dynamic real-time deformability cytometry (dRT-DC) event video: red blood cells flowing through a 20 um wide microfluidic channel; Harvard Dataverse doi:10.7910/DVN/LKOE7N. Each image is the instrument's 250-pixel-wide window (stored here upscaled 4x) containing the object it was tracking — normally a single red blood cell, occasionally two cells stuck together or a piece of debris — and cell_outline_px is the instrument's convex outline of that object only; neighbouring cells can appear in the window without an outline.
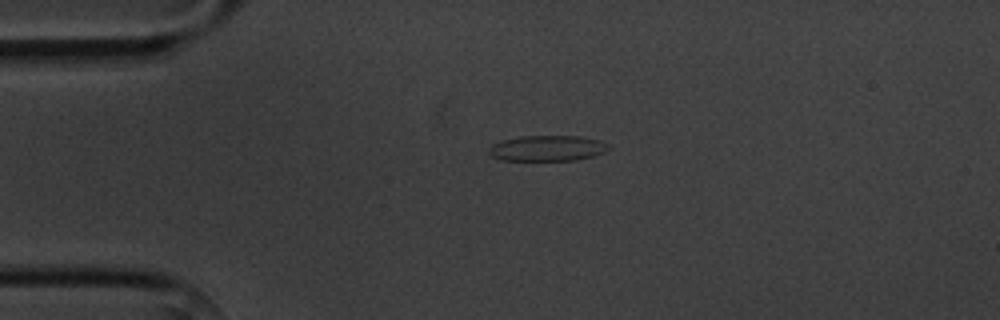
{"species": "common noctule bat (a hibernating species)", "species_latin": "Nyctalus noctula", "temperature_condition": "cold", "stored_images_in_passage": 1, "camera_frame_rate_fps": 3000, "um_per_image_px": 0.085, "animal": {"sex": "male", "body_mass_g": 20.1, "forearm_length_mm": 53.5}, "frame": {"image": 1, "passage_image": 1, "time_ms": 0.0, "image_size_px": [1000, 320], "cell_outline_px": [[608, 148], [604, 152], [592, 156], [576, 160], [500, 160], [492, 156], [488, 152], [488, 148], [492, 144], [504, 140], [520, 136], [580, 136], [600, 140], [608, 144]], "centroid_in_image_um": [46.5, 12.6], "position_along_channel_um": 38.5, "area_um2": 17.8}}